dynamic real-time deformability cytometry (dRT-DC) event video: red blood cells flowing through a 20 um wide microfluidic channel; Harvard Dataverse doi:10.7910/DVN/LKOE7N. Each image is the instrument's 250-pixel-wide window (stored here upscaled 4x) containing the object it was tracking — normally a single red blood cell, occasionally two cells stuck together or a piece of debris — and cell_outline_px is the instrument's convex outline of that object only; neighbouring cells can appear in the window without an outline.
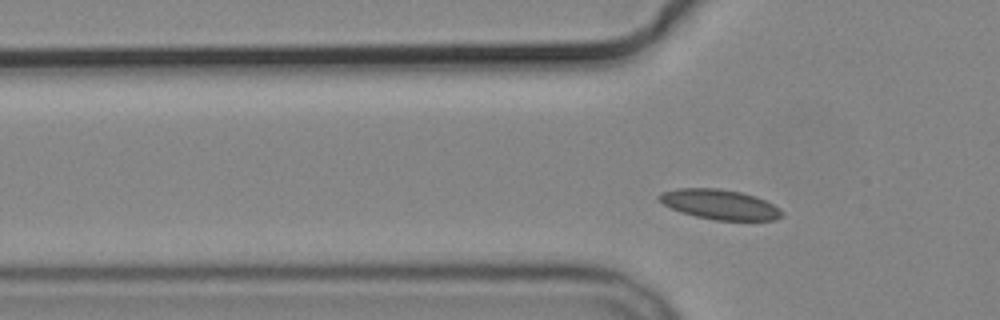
{"species": "common noctule bat (a hibernating species)", "species_latin": "Nyctalus noctula", "temperature_condition": "cold", "stored_images_in_passage": 4, "segment_of_instrument_passage": [2, 2], "camera_frame_rate_fps": 3000, "um_per_image_px": 0.085, "animal": {"sex": "male", "body_mass_g": 19.2, "forearm_length_mm": 51.8}, "frame": {"image": 1, "passage_image": 4, "time_ms": 4.333, "image_size_px": [1000, 320], "cell_outline_px": [[784, 212], [780, 216], [772, 220], [716, 220], [696, 216], [680, 212], [664, 204], [660, 200], [660, 196], [664, 192], [676, 188], [720, 188], [740, 192], [756, 196], [780, 208]], "centroid_in_image_um": [61.2, 17.37], "position_along_channel_um": 64.6, "area_um2": 21.1}}